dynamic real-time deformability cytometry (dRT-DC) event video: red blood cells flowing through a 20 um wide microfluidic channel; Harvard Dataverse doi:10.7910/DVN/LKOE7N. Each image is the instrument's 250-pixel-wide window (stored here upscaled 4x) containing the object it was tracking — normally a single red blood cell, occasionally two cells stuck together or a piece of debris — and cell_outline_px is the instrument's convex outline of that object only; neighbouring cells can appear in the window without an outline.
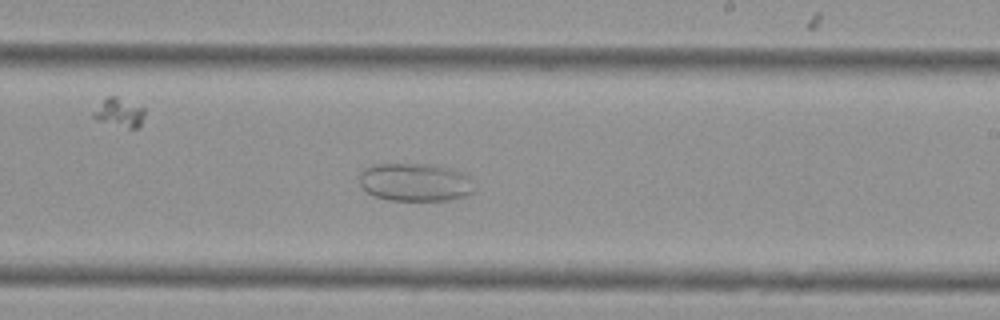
{"species": "Egyptian fruit bat (a non-hibernating species)", "species_latin": "Rousettus aegyptiacus", "temperature_condition": "cold", "stored_images_in_passage": 49, "camera_frame_rate_fps": 3000, "um_per_image_px": 0.085, "animal": {"sex": "female"}, "frame": {"image": 1, "passage_image": 26, "time_ms": 8.333, "image_size_px": [1000, 320], "cell_outline_px": [[472, 192], [464, 196], [452, 200], [388, 200], [376, 196], [368, 192], [360, 184], [360, 176], [364, 168], [376, 164], [432, 164], [448, 168], [460, 172], [468, 176]], "centroid_in_image_um": [35.25, 15.49], "position_along_channel_um": 253.7, "area_um2": 25.09}}
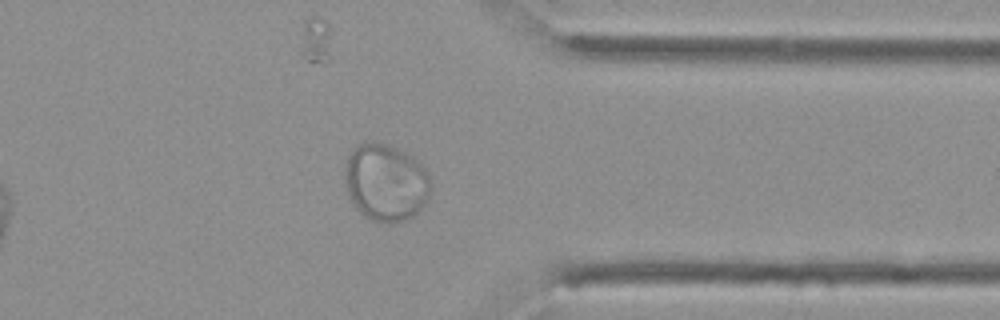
{"frame": {"image": 2, "passage_image": 37, "time_ms": 12.0, "image_size_px": [1000, 320], "cell_outline_px": [[432, 192], [424, 204], [408, 220], [388, 224], [372, 220], [364, 216], [356, 208], [348, 196], [344, 184], [344, 168], [348, 156], [352, 148], [356, 144], [372, 140], [388, 144], [404, 152], [416, 160], [428, 172], [432, 180]], "centroid_in_image_um": [32.77, 15.5], "position_along_channel_um": 378.6, "area_um2": 39.48}}
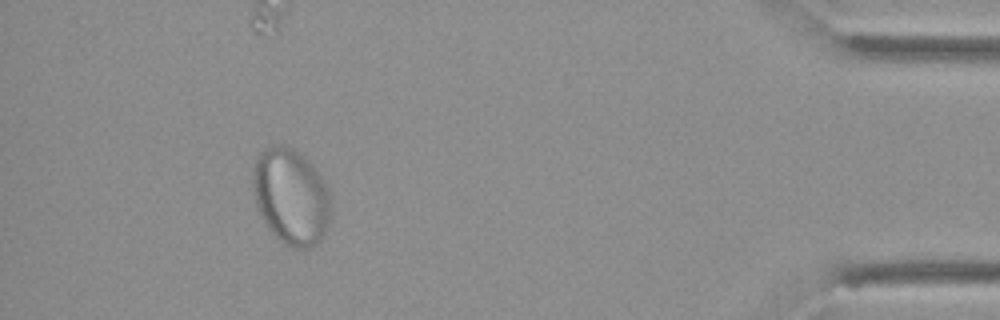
{"frame": {"image": 3, "passage_image": 44, "time_ms": 14.333, "image_size_px": [1000, 320], "cell_outline_px": [[332, 212], [328, 228], [324, 236], [316, 244], [308, 248], [292, 248], [284, 244], [268, 228], [256, 204], [252, 184], [252, 172], [256, 160], [260, 152], [272, 144], [284, 144], [300, 152], [316, 168], [328, 188], [332, 200]], "centroid_in_image_um": [24.77, 16.7], "position_along_channel_um": 410.4, "area_um2": 44.39}}